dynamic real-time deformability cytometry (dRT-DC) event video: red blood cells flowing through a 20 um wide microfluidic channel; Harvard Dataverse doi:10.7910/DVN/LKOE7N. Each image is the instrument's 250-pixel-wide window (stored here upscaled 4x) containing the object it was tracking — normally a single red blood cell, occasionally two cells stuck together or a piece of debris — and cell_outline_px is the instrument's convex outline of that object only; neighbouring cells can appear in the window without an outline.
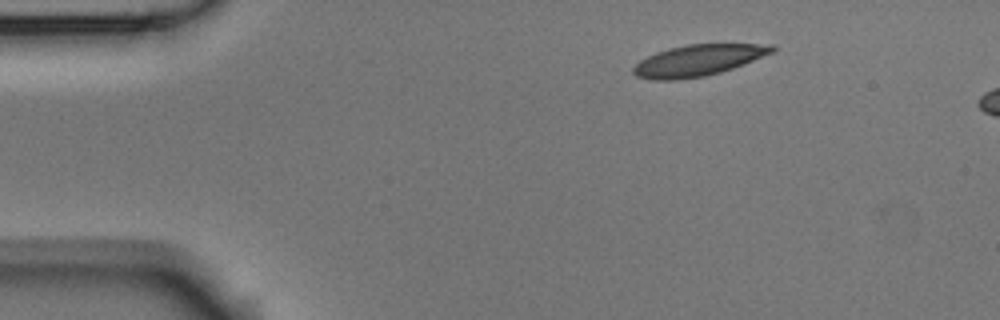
{"species": "Egyptian fruit bat (a non-hibernating species)", "species_latin": "Rousettus aegyptiacus", "temperature_condition": "room temperature", "stored_images_in_passage": 3, "camera_frame_rate_fps": 3000, "um_per_image_px": 0.085, "animal": {"sex": "male"}, "frame": {"image": 1, "passage_image": 1, "time_ms": 0.0, "image_size_px": [1000, 320], "cell_outline_px": [[776, 52], [744, 64], [720, 72], [704, 76], [676, 80], [652, 80], [636, 76], [632, 72], [632, 68], [640, 60], [656, 52], [668, 48], [688, 44], [776, 44]], "centroid_in_image_um": [59.37, 5.12], "position_along_channel_um": 25.6, "area_um2": 25.43}}